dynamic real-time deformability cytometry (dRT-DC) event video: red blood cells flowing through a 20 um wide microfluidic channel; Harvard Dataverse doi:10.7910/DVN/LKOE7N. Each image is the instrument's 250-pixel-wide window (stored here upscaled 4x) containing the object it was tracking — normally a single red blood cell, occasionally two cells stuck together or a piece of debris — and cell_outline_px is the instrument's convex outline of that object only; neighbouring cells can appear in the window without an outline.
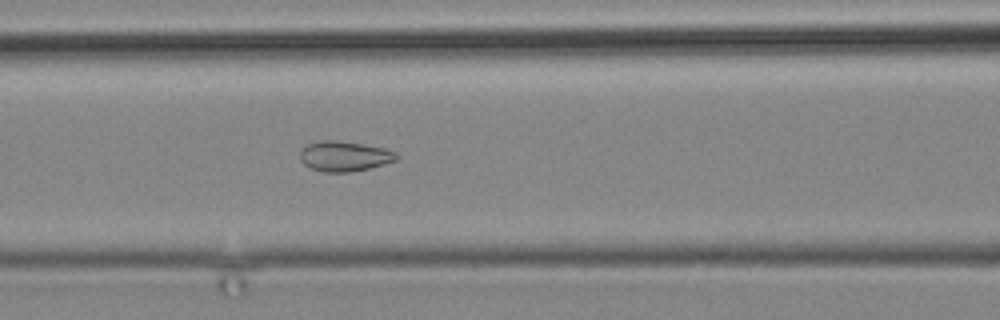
{"species": "common noctule bat (a hibernating species)", "species_latin": "Nyctalus noctula", "temperature_condition": "cold", "stored_images_in_passage": 9, "camera_frame_rate_fps": 3000, "um_per_image_px": 0.085, "animal": {"sex": "male", "body_mass_g": 19.2, "forearm_length_mm": 51.8}, "frame": {"image": 1, "passage_image": 9, "time_ms": 10.667, "image_size_px": [1000, 320], "cell_outline_px": [[400, 156], [396, 160], [384, 164], [368, 168], [348, 172], [324, 172], [308, 168], [300, 160], [300, 152], [308, 144], [320, 140], [336, 140], [384, 148], [396, 152]], "centroid_in_image_um": [29.26, 13.28], "position_along_channel_um": 137.3, "area_um2": 16.88}}